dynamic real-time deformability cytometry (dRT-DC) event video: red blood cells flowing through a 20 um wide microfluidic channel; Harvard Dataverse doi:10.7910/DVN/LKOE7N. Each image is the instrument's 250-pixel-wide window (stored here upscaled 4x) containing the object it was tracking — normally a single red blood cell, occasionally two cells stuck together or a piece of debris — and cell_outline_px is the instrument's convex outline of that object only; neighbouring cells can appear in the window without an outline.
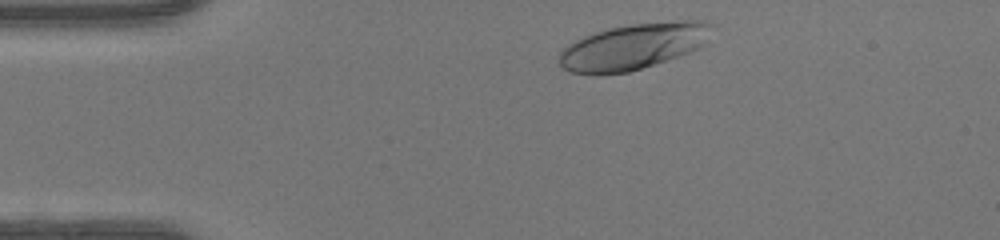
{"species": "human", "species_latin": "Homo sapiens", "temperature_condition": "warm", "stored_images_in_passage": 33, "camera_frame_rate_fps": 3000, "um_per_image_px": 0.085, "donor": {"sex": "female"}, "frame": {"image": 1, "passage_image": 2, "time_ms": 0.333, "image_size_px": [1000, 240], "cell_outline_px": [[716, 24], [704, 44], [700, 48], [628, 72], [568, 72], [556, 60], [560, 52], [568, 44], [584, 36], [608, 28], [632, 24], [680, 20], [704, 20]], "centroid_in_image_um": [53.88, 3.9], "position_along_channel_um": 31.1, "area_um2": 40.34}}
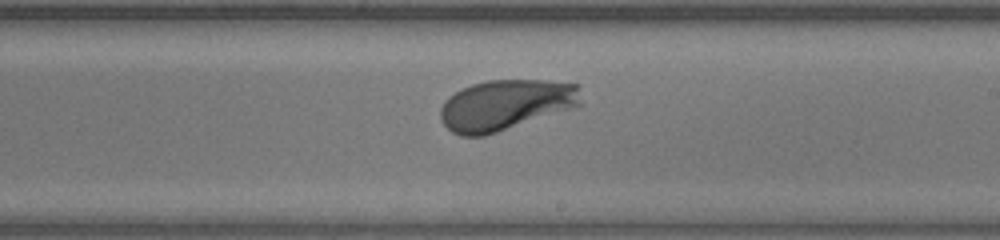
{"frame": {"image": 2, "passage_image": 21, "time_ms": 6.667, "image_size_px": [1000, 240], "cell_outline_px": [[584, 104], [484, 136], [460, 136], [452, 132], [440, 120], [440, 108], [444, 100], [448, 96], [472, 84], [488, 80], [544, 80], [580, 84]], "centroid_in_image_um": [43.0, 8.9], "position_along_channel_um": 246.0, "area_um2": 41.62}}
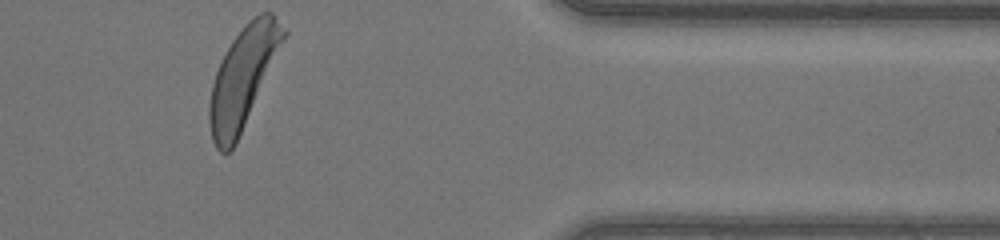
{"frame": {"image": 3, "passage_image": 33, "time_ms": 10.667, "image_size_px": [1000, 240], "cell_outline_px": [[288, 32], [236, 144], [228, 152], [220, 152], [216, 148], [212, 140], [208, 120], [208, 104], [212, 84], [216, 72], [232, 40], [248, 20], [260, 12], [272, 12], [288, 28]], "centroid_in_image_um": [20.66, 6.57], "position_along_channel_um": 390.7, "area_um2": 43.0}, "authors_computed_cell_mechanics": {"area_um2": 40.3444, "velocity_mm_per_s": 4.2387, "shape_relaxation_time_tau1_ms": 1.6537, "shape_relaxation_time_tau2_ms": null, "deformation_change_tau1": 0.155, "deformation_change_tau2": null}}